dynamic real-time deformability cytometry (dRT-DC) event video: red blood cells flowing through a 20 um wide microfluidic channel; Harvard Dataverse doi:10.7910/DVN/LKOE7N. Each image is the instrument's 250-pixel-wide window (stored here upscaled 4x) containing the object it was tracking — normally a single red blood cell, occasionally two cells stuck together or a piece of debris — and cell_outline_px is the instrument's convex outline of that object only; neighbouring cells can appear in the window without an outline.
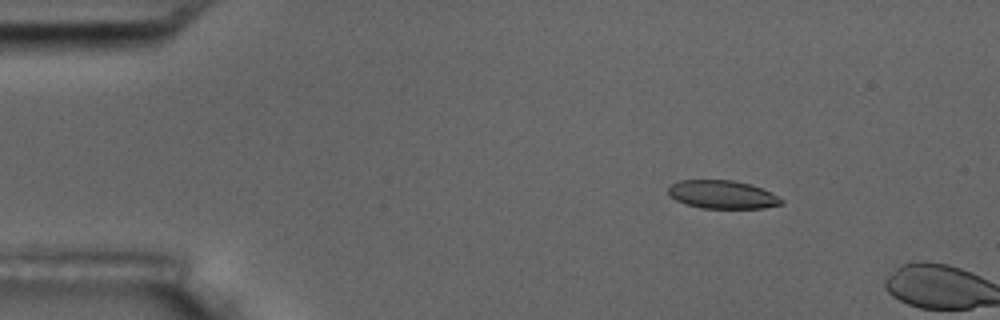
{"species": "common noctule bat (a hibernating species)", "species_latin": "Nyctalus noctula", "temperature_condition": "room temperature", "stored_images_in_passage": 4, "camera_frame_rate_fps": 3000, "um_per_image_px": 0.085, "animal": {"sex": "male", "body_mass_g": 17.5, "forearm_length_mm": 52.3}, "frame": {"image": 1, "passage_image": 3, "time_ms": 2.0, "image_size_px": [1000, 320], "cell_outline_px": [[784, 204], [764, 208], [700, 208], [676, 200], [668, 196], [668, 188], [672, 184], [680, 180], [732, 180], [748, 184], [772, 192], [784, 200]], "centroid_in_image_um": [61.41, 16.54], "position_along_channel_um": 23.6, "area_um2": 18.61}}